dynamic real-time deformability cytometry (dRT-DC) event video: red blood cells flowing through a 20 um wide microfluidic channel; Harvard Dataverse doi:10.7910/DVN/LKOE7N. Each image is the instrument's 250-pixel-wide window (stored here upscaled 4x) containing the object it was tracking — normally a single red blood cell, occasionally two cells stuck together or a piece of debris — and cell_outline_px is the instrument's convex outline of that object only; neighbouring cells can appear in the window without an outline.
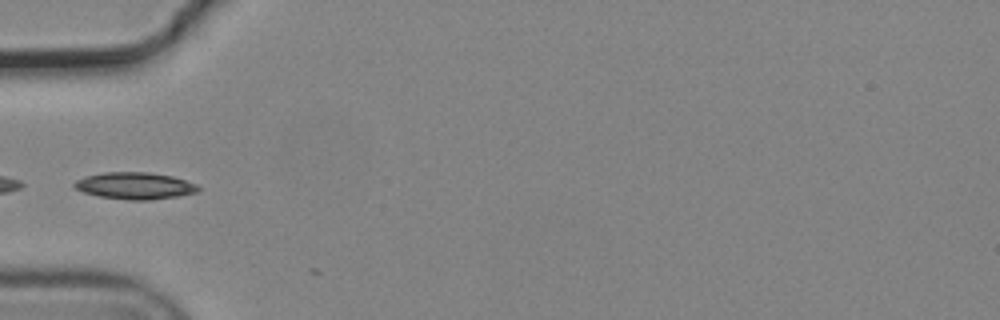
{"species": "common noctule bat (a hibernating species)", "species_latin": "Nyctalus noctula", "temperature_condition": "cold", "stored_images_in_passage": 5, "camera_frame_rate_fps": 3000, "um_per_image_px": 0.085, "animal": {"sex": "male", "body_mass_g": 19.2, "forearm_length_mm": 51.8}, "frame": {"image": 1, "passage_image": 5, "time_ms": 1.333, "image_size_px": [1000, 320], "cell_outline_px": [[200, 188], [196, 192], [176, 196], [148, 200], [128, 200], [100, 196], [84, 192], [76, 188], [72, 184], [76, 180], [84, 176], [104, 172], [148, 172], [172, 176], [196, 184]], "centroid_in_image_um": [11.43, 15.78], "position_along_channel_um": 73.6, "area_um2": 19.19}}